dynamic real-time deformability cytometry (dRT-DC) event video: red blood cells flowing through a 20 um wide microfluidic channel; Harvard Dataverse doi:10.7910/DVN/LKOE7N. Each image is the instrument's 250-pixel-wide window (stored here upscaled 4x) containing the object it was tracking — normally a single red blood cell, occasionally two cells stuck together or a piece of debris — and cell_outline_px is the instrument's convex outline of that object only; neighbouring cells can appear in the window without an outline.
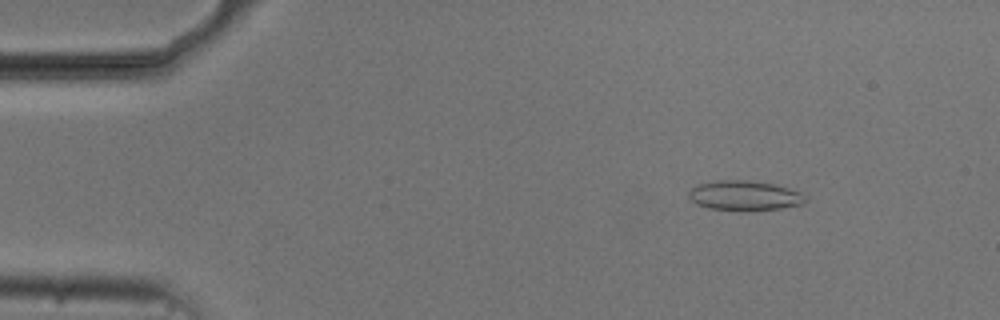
{"species": "common noctule bat (a hibernating species)", "species_latin": "Nyctalus noctula", "temperature_condition": "cold", "stored_images_in_passage": 51, "camera_frame_rate_fps": 3000, "um_per_image_px": 0.085, "animal": {"sex": "male", "body_mass_g": 20.5, "forearm_length_mm": 52.5}, "frame": {"image": 1, "passage_image": 4, "time_ms": 1.0, "image_size_px": [1000, 320], "cell_outline_px": [[808, 196], [804, 204], [780, 208], [740, 212], [708, 208], [696, 204], [688, 196], [688, 192], [696, 184], [716, 180], [744, 180], [772, 184], [788, 188], [800, 192]], "centroid_in_image_um": [63.26, 16.64], "position_along_channel_um": 21.7, "area_um2": 20.58}}
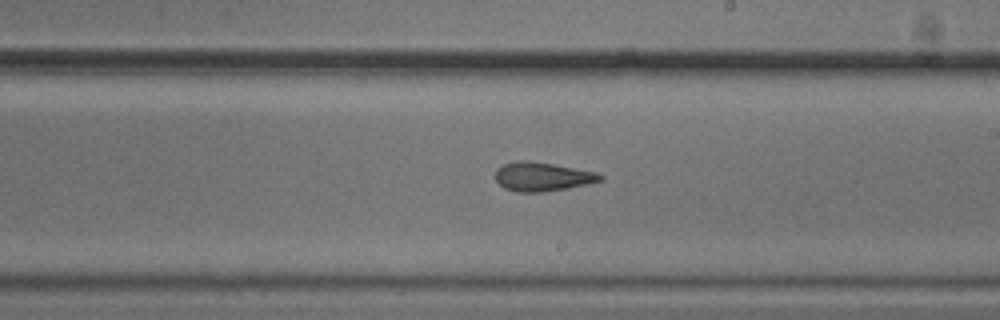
{"frame": {"image": 2, "passage_image": 28, "time_ms": 9.0, "image_size_px": [1000, 320], "cell_outline_px": [[604, 180], [588, 184], [568, 188], [544, 192], [516, 192], [504, 188], [496, 180], [496, 168], [504, 164], [516, 160], [528, 160], [552, 164], [596, 172], [604, 176]], "centroid_in_image_um": [46.1, 15.02], "position_along_channel_um": 242.9, "area_um2": 17.74}}
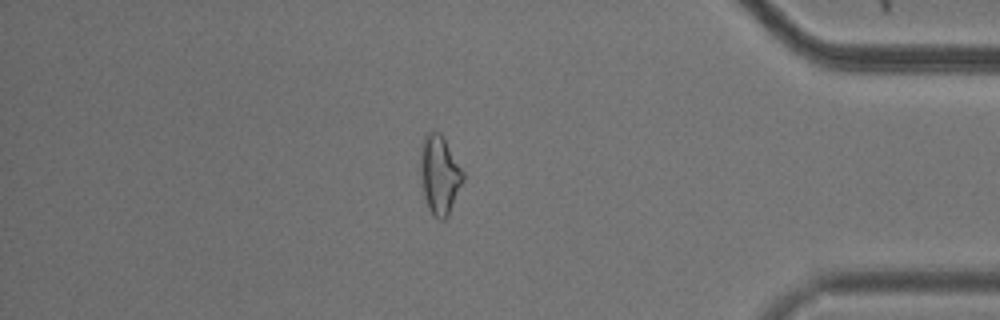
{"frame": {"image": 3, "passage_image": 43, "time_ms": 14.0, "image_size_px": [1000, 320], "cell_outline_px": [[464, 180], [448, 216], [444, 220], [440, 220], [428, 208], [424, 196], [420, 176], [420, 144], [424, 136], [428, 132], [440, 132], [444, 136], [464, 172]], "centroid_in_image_um": [37.36, 14.81], "position_along_channel_um": 397.8, "area_um2": 19.83}, "authors_computed_cell_mechanics": {"area_um2": 18.6694, "velocity_mm_per_s": 3.7336, "shape_relaxation_time_tau1_ms": 4.617, "shape_relaxation_time_tau2_ms": 2.2344, "deformation_change_tau1": 0.1138, "deformation_change_tau2": 0.1047}}